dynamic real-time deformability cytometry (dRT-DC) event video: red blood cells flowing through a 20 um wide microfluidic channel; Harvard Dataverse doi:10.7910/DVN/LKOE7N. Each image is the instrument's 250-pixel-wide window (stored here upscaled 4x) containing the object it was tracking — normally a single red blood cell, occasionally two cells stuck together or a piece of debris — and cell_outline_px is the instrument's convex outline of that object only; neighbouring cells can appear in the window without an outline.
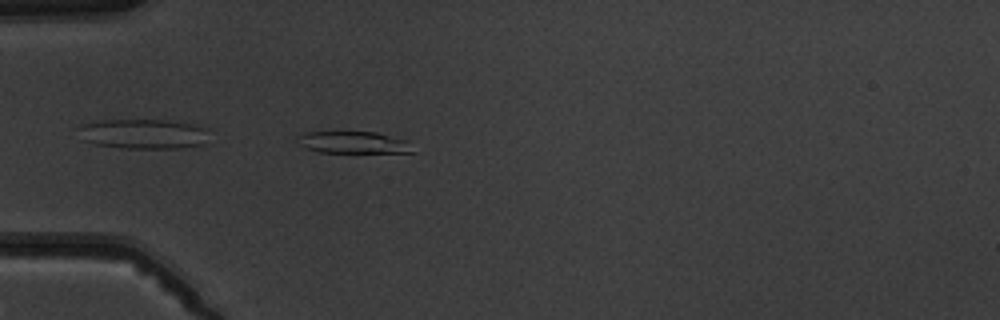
{"species": "common noctule bat (a hibernating species)", "species_latin": "Nyctalus noctula", "temperature_condition": "warm", "stored_images_in_passage": 5, "camera_frame_rate_fps": 3000, "um_per_image_px": 0.085, "animal": {"sex": "male", "body_mass_g": 19.5, "forearm_length_mm": 54.6}, "frame": {"image": 1, "passage_image": 5, "time_ms": 4.667, "image_size_px": [1000, 320], "cell_outline_px": [[416, 152], [316, 152], [304, 148], [300, 144], [296, 136], [308, 132], [376, 132], [408, 140]], "centroid_in_image_um": [30.05, 12.11], "position_along_channel_um": 54.9, "area_um2": 14.74}}